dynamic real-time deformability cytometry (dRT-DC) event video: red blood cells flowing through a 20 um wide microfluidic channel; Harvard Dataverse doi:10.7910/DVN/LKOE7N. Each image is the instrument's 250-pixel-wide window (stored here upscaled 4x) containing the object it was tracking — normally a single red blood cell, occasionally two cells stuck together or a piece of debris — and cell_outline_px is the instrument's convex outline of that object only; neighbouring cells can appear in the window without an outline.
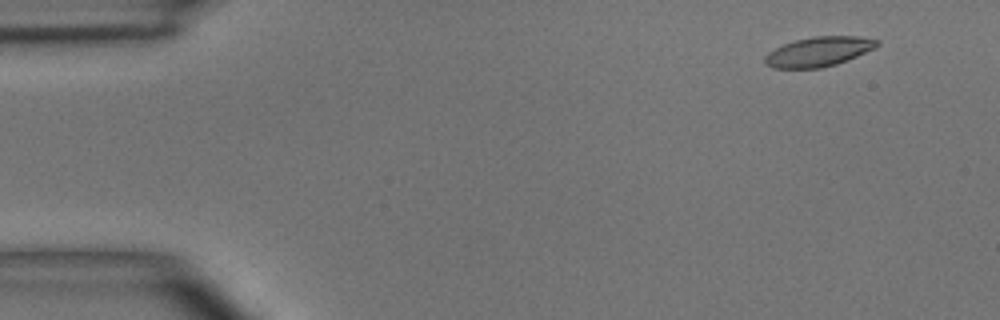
{"species": "common noctule bat (a hibernating species)", "species_latin": "Nyctalus noctula", "temperature_condition": "room temperature", "stored_images_in_passage": 5, "camera_frame_rate_fps": 3000, "um_per_image_px": 0.085, "animal": {"sex": "male", "body_mass_g": 15.6}, "frame": {"image": 1, "passage_image": 2, "time_ms": 1.333, "image_size_px": [1000, 320], "cell_outline_px": [[880, 44], [876, 48], [836, 64], [820, 68], [772, 68], [764, 64], [764, 56], [768, 52], [784, 44], [796, 40], [812, 36], [860, 36], [880, 40]], "centroid_in_image_um": [69.59, 4.38], "position_along_channel_um": 15.4, "area_um2": 19.42}}